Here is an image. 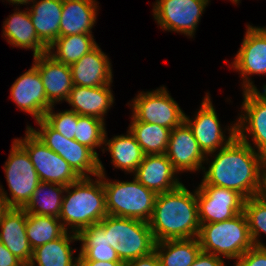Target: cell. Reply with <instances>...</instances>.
<instances>
[{
	"instance_id": "1",
	"label": "cell",
	"mask_w": 266,
	"mask_h": 266,
	"mask_svg": "<svg viewBox=\"0 0 266 266\" xmlns=\"http://www.w3.org/2000/svg\"><path fill=\"white\" fill-rule=\"evenodd\" d=\"M200 185H213L235 190L245 199L257 195L262 155L246 137H235L220 148Z\"/></svg>"
},
{
	"instance_id": "2",
	"label": "cell",
	"mask_w": 266,
	"mask_h": 266,
	"mask_svg": "<svg viewBox=\"0 0 266 266\" xmlns=\"http://www.w3.org/2000/svg\"><path fill=\"white\" fill-rule=\"evenodd\" d=\"M148 223L156 242L198 237L196 190L192 194L182 184L172 191L157 194Z\"/></svg>"
},
{
	"instance_id": "3",
	"label": "cell",
	"mask_w": 266,
	"mask_h": 266,
	"mask_svg": "<svg viewBox=\"0 0 266 266\" xmlns=\"http://www.w3.org/2000/svg\"><path fill=\"white\" fill-rule=\"evenodd\" d=\"M96 177L99 179L94 182L90 176L80 177L66 186L65 192L68 195L63 196L59 215L66 231L69 225L72 232L78 234L82 229L101 222L108 215L101 174ZM71 188L74 190L70 191Z\"/></svg>"
},
{
	"instance_id": "4",
	"label": "cell",
	"mask_w": 266,
	"mask_h": 266,
	"mask_svg": "<svg viewBox=\"0 0 266 266\" xmlns=\"http://www.w3.org/2000/svg\"><path fill=\"white\" fill-rule=\"evenodd\" d=\"M99 170L108 215L148 222L153 213L157 194L146 188L135 177L131 182L106 181L101 161H99Z\"/></svg>"
},
{
	"instance_id": "5",
	"label": "cell",
	"mask_w": 266,
	"mask_h": 266,
	"mask_svg": "<svg viewBox=\"0 0 266 266\" xmlns=\"http://www.w3.org/2000/svg\"><path fill=\"white\" fill-rule=\"evenodd\" d=\"M197 238L202 251L228 259H239L254 246L244 212L226 221L200 225Z\"/></svg>"
},
{
	"instance_id": "6",
	"label": "cell",
	"mask_w": 266,
	"mask_h": 266,
	"mask_svg": "<svg viewBox=\"0 0 266 266\" xmlns=\"http://www.w3.org/2000/svg\"><path fill=\"white\" fill-rule=\"evenodd\" d=\"M99 223L105 233H109L110 246L121 261L127 262L155 251L156 241L148 222L107 215Z\"/></svg>"
},
{
	"instance_id": "7",
	"label": "cell",
	"mask_w": 266,
	"mask_h": 266,
	"mask_svg": "<svg viewBox=\"0 0 266 266\" xmlns=\"http://www.w3.org/2000/svg\"><path fill=\"white\" fill-rule=\"evenodd\" d=\"M4 166L12 198L8 197L1 187L0 192L10 208H24L30 201L40 180L29 154L16 139L13 141L9 158Z\"/></svg>"
},
{
	"instance_id": "8",
	"label": "cell",
	"mask_w": 266,
	"mask_h": 266,
	"mask_svg": "<svg viewBox=\"0 0 266 266\" xmlns=\"http://www.w3.org/2000/svg\"><path fill=\"white\" fill-rule=\"evenodd\" d=\"M36 123L41 130L36 131L31 126L28 127L47 147L68 162L80 177H89L88 173L94 176L100 174V159L91 148L80 144L75 139L65 138L44 119H40Z\"/></svg>"
},
{
	"instance_id": "9",
	"label": "cell",
	"mask_w": 266,
	"mask_h": 266,
	"mask_svg": "<svg viewBox=\"0 0 266 266\" xmlns=\"http://www.w3.org/2000/svg\"><path fill=\"white\" fill-rule=\"evenodd\" d=\"M16 141L29 154L40 182L68 186L80 178L69 163L47 147L29 127H27L25 139Z\"/></svg>"
},
{
	"instance_id": "10",
	"label": "cell",
	"mask_w": 266,
	"mask_h": 266,
	"mask_svg": "<svg viewBox=\"0 0 266 266\" xmlns=\"http://www.w3.org/2000/svg\"><path fill=\"white\" fill-rule=\"evenodd\" d=\"M133 100V121L147 122L174 129L185 121V114L166 88L139 93Z\"/></svg>"
},
{
	"instance_id": "11",
	"label": "cell",
	"mask_w": 266,
	"mask_h": 266,
	"mask_svg": "<svg viewBox=\"0 0 266 266\" xmlns=\"http://www.w3.org/2000/svg\"><path fill=\"white\" fill-rule=\"evenodd\" d=\"M196 198L200 225L232 219L244 209L245 198L224 187L199 185Z\"/></svg>"
},
{
	"instance_id": "12",
	"label": "cell",
	"mask_w": 266,
	"mask_h": 266,
	"mask_svg": "<svg viewBox=\"0 0 266 266\" xmlns=\"http://www.w3.org/2000/svg\"><path fill=\"white\" fill-rule=\"evenodd\" d=\"M209 0H157L153 14L164 30L193 36Z\"/></svg>"
},
{
	"instance_id": "13",
	"label": "cell",
	"mask_w": 266,
	"mask_h": 266,
	"mask_svg": "<svg viewBox=\"0 0 266 266\" xmlns=\"http://www.w3.org/2000/svg\"><path fill=\"white\" fill-rule=\"evenodd\" d=\"M210 100L208 95L204 97L201 108L193 121L185 115V122L191 128L200 149L206 156L212 155L219 147L223 148L236 137V124H234L229 129L230 136L226 140Z\"/></svg>"
},
{
	"instance_id": "14",
	"label": "cell",
	"mask_w": 266,
	"mask_h": 266,
	"mask_svg": "<svg viewBox=\"0 0 266 266\" xmlns=\"http://www.w3.org/2000/svg\"><path fill=\"white\" fill-rule=\"evenodd\" d=\"M247 27L242 45L232 64L244 79V91L257 90L248 75L266 73V28L251 25Z\"/></svg>"
},
{
	"instance_id": "15",
	"label": "cell",
	"mask_w": 266,
	"mask_h": 266,
	"mask_svg": "<svg viewBox=\"0 0 266 266\" xmlns=\"http://www.w3.org/2000/svg\"><path fill=\"white\" fill-rule=\"evenodd\" d=\"M263 90V93L258 90L243 91L242 109L246 114H241L236 123V136L246 137L249 132L258 148L257 152L266 156V85Z\"/></svg>"
},
{
	"instance_id": "16",
	"label": "cell",
	"mask_w": 266,
	"mask_h": 266,
	"mask_svg": "<svg viewBox=\"0 0 266 266\" xmlns=\"http://www.w3.org/2000/svg\"><path fill=\"white\" fill-rule=\"evenodd\" d=\"M11 98L17 106L36 121L43 119L52 106L45 94V88L38 70L32 67L15 80L11 87Z\"/></svg>"
},
{
	"instance_id": "17",
	"label": "cell",
	"mask_w": 266,
	"mask_h": 266,
	"mask_svg": "<svg viewBox=\"0 0 266 266\" xmlns=\"http://www.w3.org/2000/svg\"><path fill=\"white\" fill-rule=\"evenodd\" d=\"M173 167L179 171H197L206 160L191 128L184 121L171 130L168 148L165 153Z\"/></svg>"
},
{
	"instance_id": "18",
	"label": "cell",
	"mask_w": 266,
	"mask_h": 266,
	"mask_svg": "<svg viewBox=\"0 0 266 266\" xmlns=\"http://www.w3.org/2000/svg\"><path fill=\"white\" fill-rule=\"evenodd\" d=\"M33 66L38 70L48 102L54 103L67 100L73 88L70 65L55 60L47 53L34 57Z\"/></svg>"
},
{
	"instance_id": "19",
	"label": "cell",
	"mask_w": 266,
	"mask_h": 266,
	"mask_svg": "<svg viewBox=\"0 0 266 266\" xmlns=\"http://www.w3.org/2000/svg\"><path fill=\"white\" fill-rule=\"evenodd\" d=\"M177 172L166 154H152L144 156L134 175L146 188L162 194L182 185L174 177Z\"/></svg>"
},
{
	"instance_id": "20",
	"label": "cell",
	"mask_w": 266,
	"mask_h": 266,
	"mask_svg": "<svg viewBox=\"0 0 266 266\" xmlns=\"http://www.w3.org/2000/svg\"><path fill=\"white\" fill-rule=\"evenodd\" d=\"M27 213L23 208H10L0 221V241L26 266L31 261L33 249L26 235Z\"/></svg>"
},
{
	"instance_id": "21",
	"label": "cell",
	"mask_w": 266,
	"mask_h": 266,
	"mask_svg": "<svg viewBox=\"0 0 266 266\" xmlns=\"http://www.w3.org/2000/svg\"><path fill=\"white\" fill-rule=\"evenodd\" d=\"M73 85L101 87L112 83L111 63L97 45L70 65Z\"/></svg>"
},
{
	"instance_id": "22",
	"label": "cell",
	"mask_w": 266,
	"mask_h": 266,
	"mask_svg": "<svg viewBox=\"0 0 266 266\" xmlns=\"http://www.w3.org/2000/svg\"><path fill=\"white\" fill-rule=\"evenodd\" d=\"M110 84L101 87L73 85L66 100L78 115L93 116L104 121V114L114 102Z\"/></svg>"
},
{
	"instance_id": "23",
	"label": "cell",
	"mask_w": 266,
	"mask_h": 266,
	"mask_svg": "<svg viewBox=\"0 0 266 266\" xmlns=\"http://www.w3.org/2000/svg\"><path fill=\"white\" fill-rule=\"evenodd\" d=\"M96 0H63L59 37L88 34L96 22Z\"/></svg>"
},
{
	"instance_id": "24",
	"label": "cell",
	"mask_w": 266,
	"mask_h": 266,
	"mask_svg": "<svg viewBox=\"0 0 266 266\" xmlns=\"http://www.w3.org/2000/svg\"><path fill=\"white\" fill-rule=\"evenodd\" d=\"M3 25V34L11 45L32 49L33 57L48 52V47L37 36L29 11L14 12Z\"/></svg>"
},
{
	"instance_id": "25",
	"label": "cell",
	"mask_w": 266,
	"mask_h": 266,
	"mask_svg": "<svg viewBox=\"0 0 266 266\" xmlns=\"http://www.w3.org/2000/svg\"><path fill=\"white\" fill-rule=\"evenodd\" d=\"M77 235L82 242L78 261L123 262L110 246L109 233H105L100 223L82 229Z\"/></svg>"
},
{
	"instance_id": "26",
	"label": "cell",
	"mask_w": 266,
	"mask_h": 266,
	"mask_svg": "<svg viewBox=\"0 0 266 266\" xmlns=\"http://www.w3.org/2000/svg\"><path fill=\"white\" fill-rule=\"evenodd\" d=\"M29 15L38 38L49 47L58 37L63 0L33 1Z\"/></svg>"
},
{
	"instance_id": "27",
	"label": "cell",
	"mask_w": 266,
	"mask_h": 266,
	"mask_svg": "<svg viewBox=\"0 0 266 266\" xmlns=\"http://www.w3.org/2000/svg\"><path fill=\"white\" fill-rule=\"evenodd\" d=\"M78 240V235L68 234L66 231L60 238L48 242L33 249V255L28 266H76L78 258L73 261V249L70 247L71 241Z\"/></svg>"
},
{
	"instance_id": "28",
	"label": "cell",
	"mask_w": 266,
	"mask_h": 266,
	"mask_svg": "<svg viewBox=\"0 0 266 266\" xmlns=\"http://www.w3.org/2000/svg\"><path fill=\"white\" fill-rule=\"evenodd\" d=\"M201 251L198 238L156 242L155 252L161 266H191Z\"/></svg>"
},
{
	"instance_id": "29",
	"label": "cell",
	"mask_w": 266,
	"mask_h": 266,
	"mask_svg": "<svg viewBox=\"0 0 266 266\" xmlns=\"http://www.w3.org/2000/svg\"><path fill=\"white\" fill-rule=\"evenodd\" d=\"M104 144L108 146L113 165L127 172L134 173L145 156L129 130L127 135H118L110 140L104 138Z\"/></svg>"
},
{
	"instance_id": "30",
	"label": "cell",
	"mask_w": 266,
	"mask_h": 266,
	"mask_svg": "<svg viewBox=\"0 0 266 266\" xmlns=\"http://www.w3.org/2000/svg\"><path fill=\"white\" fill-rule=\"evenodd\" d=\"M65 190L66 186L58 183L40 182L32 194L30 201L23 209L27 214L59 218L63 202L62 193ZM42 193L43 195H41Z\"/></svg>"
},
{
	"instance_id": "31",
	"label": "cell",
	"mask_w": 266,
	"mask_h": 266,
	"mask_svg": "<svg viewBox=\"0 0 266 266\" xmlns=\"http://www.w3.org/2000/svg\"><path fill=\"white\" fill-rule=\"evenodd\" d=\"M98 44L93 39L92 35L88 34H76L58 37L49 47L48 54L55 60L71 65L77 62L85 54L89 53ZM56 53H52L55 49Z\"/></svg>"
},
{
	"instance_id": "32",
	"label": "cell",
	"mask_w": 266,
	"mask_h": 266,
	"mask_svg": "<svg viewBox=\"0 0 266 266\" xmlns=\"http://www.w3.org/2000/svg\"><path fill=\"white\" fill-rule=\"evenodd\" d=\"M145 155L165 154L171 129L147 122L131 121L128 129Z\"/></svg>"
},
{
	"instance_id": "33",
	"label": "cell",
	"mask_w": 266,
	"mask_h": 266,
	"mask_svg": "<svg viewBox=\"0 0 266 266\" xmlns=\"http://www.w3.org/2000/svg\"><path fill=\"white\" fill-rule=\"evenodd\" d=\"M65 232L59 218L27 214L26 235L32 249L60 238Z\"/></svg>"
},
{
	"instance_id": "34",
	"label": "cell",
	"mask_w": 266,
	"mask_h": 266,
	"mask_svg": "<svg viewBox=\"0 0 266 266\" xmlns=\"http://www.w3.org/2000/svg\"><path fill=\"white\" fill-rule=\"evenodd\" d=\"M104 121L93 116L77 114V126L74 139L80 144L86 145L94 150L104 144L106 137Z\"/></svg>"
},
{
	"instance_id": "35",
	"label": "cell",
	"mask_w": 266,
	"mask_h": 266,
	"mask_svg": "<svg viewBox=\"0 0 266 266\" xmlns=\"http://www.w3.org/2000/svg\"><path fill=\"white\" fill-rule=\"evenodd\" d=\"M243 212L248 221L249 233L254 246L266 247L257 239L260 231L266 234V201L257 196L245 199Z\"/></svg>"
},
{
	"instance_id": "36",
	"label": "cell",
	"mask_w": 266,
	"mask_h": 266,
	"mask_svg": "<svg viewBox=\"0 0 266 266\" xmlns=\"http://www.w3.org/2000/svg\"><path fill=\"white\" fill-rule=\"evenodd\" d=\"M52 108L45 113L43 119L65 138L74 139L77 126V113L72 110L54 113Z\"/></svg>"
},
{
	"instance_id": "37",
	"label": "cell",
	"mask_w": 266,
	"mask_h": 266,
	"mask_svg": "<svg viewBox=\"0 0 266 266\" xmlns=\"http://www.w3.org/2000/svg\"><path fill=\"white\" fill-rule=\"evenodd\" d=\"M235 263V266H266V247L253 246Z\"/></svg>"
},
{
	"instance_id": "38",
	"label": "cell",
	"mask_w": 266,
	"mask_h": 266,
	"mask_svg": "<svg viewBox=\"0 0 266 266\" xmlns=\"http://www.w3.org/2000/svg\"><path fill=\"white\" fill-rule=\"evenodd\" d=\"M223 260L219 256L201 250L191 266H225Z\"/></svg>"
},
{
	"instance_id": "39",
	"label": "cell",
	"mask_w": 266,
	"mask_h": 266,
	"mask_svg": "<svg viewBox=\"0 0 266 266\" xmlns=\"http://www.w3.org/2000/svg\"><path fill=\"white\" fill-rule=\"evenodd\" d=\"M125 266H161V263L158 255L153 251L149 255L125 262Z\"/></svg>"
},
{
	"instance_id": "40",
	"label": "cell",
	"mask_w": 266,
	"mask_h": 266,
	"mask_svg": "<svg viewBox=\"0 0 266 266\" xmlns=\"http://www.w3.org/2000/svg\"><path fill=\"white\" fill-rule=\"evenodd\" d=\"M0 266H26L13 255L0 241Z\"/></svg>"
},
{
	"instance_id": "41",
	"label": "cell",
	"mask_w": 266,
	"mask_h": 266,
	"mask_svg": "<svg viewBox=\"0 0 266 266\" xmlns=\"http://www.w3.org/2000/svg\"><path fill=\"white\" fill-rule=\"evenodd\" d=\"M256 196L266 201V156H263L261 160L259 189Z\"/></svg>"
},
{
	"instance_id": "42",
	"label": "cell",
	"mask_w": 266,
	"mask_h": 266,
	"mask_svg": "<svg viewBox=\"0 0 266 266\" xmlns=\"http://www.w3.org/2000/svg\"><path fill=\"white\" fill-rule=\"evenodd\" d=\"M80 266H125V262L78 261Z\"/></svg>"
},
{
	"instance_id": "43",
	"label": "cell",
	"mask_w": 266,
	"mask_h": 266,
	"mask_svg": "<svg viewBox=\"0 0 266 266\" xmlns=\"http://www.w3.org/2000/svg\"><path fill=\"white\" fill-rule=\"evenodd\" d=\"M10 209L7 201L4 199V196L0 192V221L4 214Z\"/></svg>"
},
{
	"instance_id": "44",
	"label": "cell",
	"mask_w": 266,
	"mask_h": 266,
	"mask_svg": "<svg viewBox=\"0 0 266 266\" xmlns=\"http://www.w3.org/2000/svg\"><path fill=\"white\" fill-rule=\"evenodd\" d=\"M10 3H13V4H28L34 0H8Z\"/></svg>"
},
{
	"instance_id": "45",
	"label": "cell",
	"mask_w": 266,
	"mask_h": 266,
	"mask_svg": "<svg viewBox=\"0 0 266 266\" xmlns=\"http://www.w3.org/2000/svg\"><path fill=\"white\" fill-rule=\"evenodd\" d=\"M240 0H232L235 4L238 3Z\"/></svg>"
}]
</instances>
